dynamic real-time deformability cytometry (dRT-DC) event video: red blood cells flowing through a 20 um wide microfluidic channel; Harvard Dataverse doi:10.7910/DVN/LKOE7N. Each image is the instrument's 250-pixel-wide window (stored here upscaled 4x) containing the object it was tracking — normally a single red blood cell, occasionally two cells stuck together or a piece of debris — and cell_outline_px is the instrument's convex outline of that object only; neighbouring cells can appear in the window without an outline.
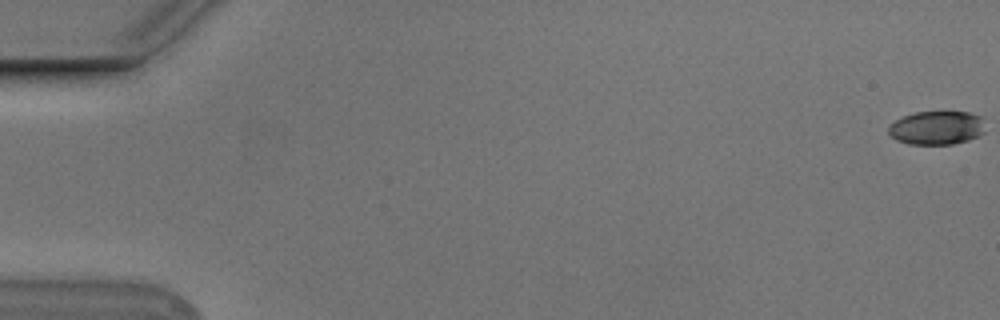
{"species": "Egyptian fruit bat (a non-hibernating species)", "species_latin": "Rousettus aegyptiacus", "temperature_condition": "cold", "stored_images_in_passage": 56, "camera_frame_rate_fps": 3000, "um_per_image_px": 0.085, "animal": {"sex": "male"}, "frame": {"image": 1, "passage_image": 1, "time_ms": 0.0, "image_size_px": [1000, 320], "cell_outline_px": [[984, 132], [968, 140], [952, 144], [908, 144], [896, 140], [888, 132], [888, 124], [904, 116], [916, 112], [972, 112], [984, 116]], "centroid_in_image_um": [79.64, 10.85], "position_along_channel_um": 5.4, "area_um2": 19.13}}
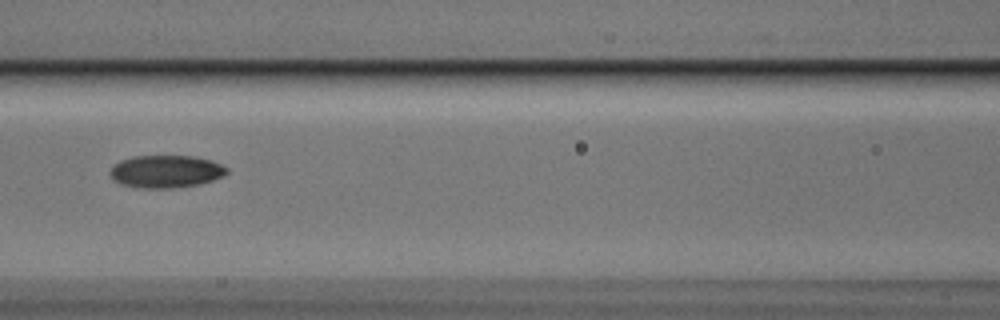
{"frame": {"image": 2, "passage_image": 26, "time_ms": 8.333, "image_size_px": [1000, 320], "cell_outline_px": [[228, 172], [224, 176], [200, 184], [172, 188], [140, 188], [120, 184], [112, 180], [112, 168], [120, 160], [132, 156], [192, 156], [212, 160], [228, 168]], "centroid_in_image_um": [14.12, 14.58], "position_along_channel_um": 152.5, "area_um2": 22.14}}
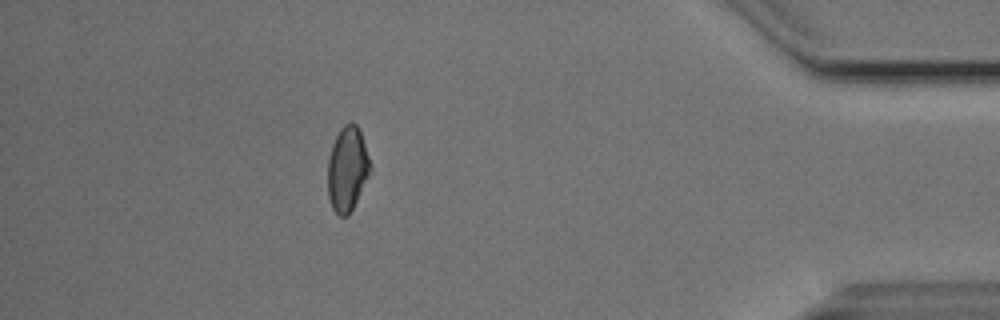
{"frame": {"image": 3, "passage_image": 50, "time_ms": 16.333, "image_size_px": [1000, 320], "cell_outline_px": [[372, 172], [348, 216], [340, 216], [332, 208], [328, 196], [328, 160], [332, 144], [340, 128], [344, 124], [352, 120], [360, 128], [372, 164]], "centroid_in_image_um": [29.56, 14.32], "position_along_channel_um": 405.6, "area_um2": 21.44}, "authors_computed_cell_mechanics": {"area_um2": 21.3571, "velocity_mm_per_s": 3.7482, "shape_relaxation_time_tau1_ms": 6.8784, "shape_relaxation_time_tau2_ms": null, "deformation_change_tau1": 0.1495, "deformation_change_tau2": null}}